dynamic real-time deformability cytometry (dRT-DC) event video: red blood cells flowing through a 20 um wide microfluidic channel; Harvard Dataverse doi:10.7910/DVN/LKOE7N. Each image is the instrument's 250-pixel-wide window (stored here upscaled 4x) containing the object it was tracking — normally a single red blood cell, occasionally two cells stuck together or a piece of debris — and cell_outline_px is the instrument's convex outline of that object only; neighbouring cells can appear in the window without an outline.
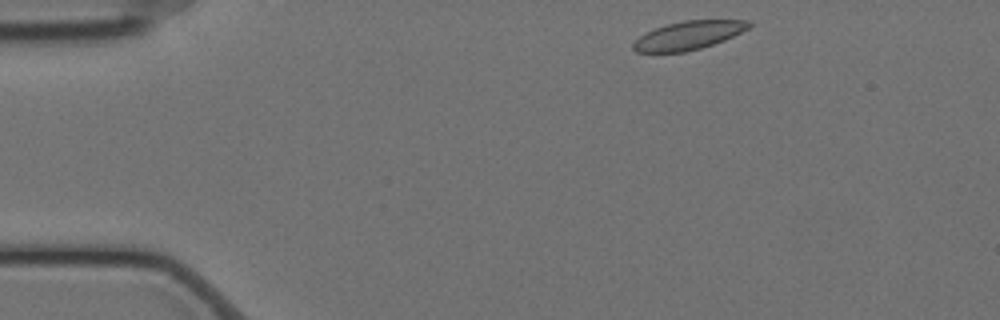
{"species": "Egyptian fruit bat (a non-hibernating species)", "species_latin": "Rousettus aegyptiacus", "temperature_condition": "cold", "stored_images_in_passage": 39, "camera_frame_rate_fps": 3000, "um_per_image_px": 0.085, "animal": {"sex": "female"}, "frame": {"image": 1, "passage_image": 1, "time_ms": 0.0, "image_size_px": [1000, 320], "cell_outline_px": [[752, 24], [748, 28], [724, 40], [700, 48], [684, 52], [636, 52], [632, 48], [632, 44], [640, 36], [656, 28], [668, 24], [684, 20], [748, 20]], "centroid_in_image_um": [58.51, 3.01], "position_along_channel_um": 26.5, "area_um2": 18.84}}
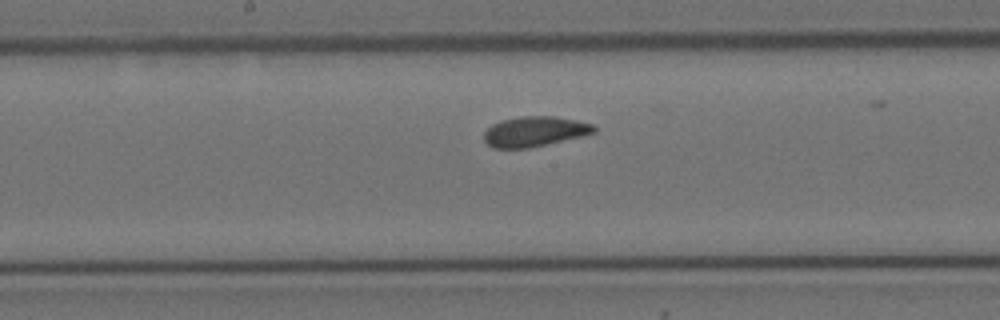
{"frame": {"image": 2, "passage_image": 22, "time_ms": 7.0, "image_size_px": [1000, 320], "cell_outline_px": [[596, 132], [580, 136], [528, 148], [492, 148], [484, 140], [484, 132], [492, 124], [504, 120], [520, 116], [556, 116], [576, 120], [592, 124], [596, 128]], "centroid_in_image_um": [45.42, 11.17], "position_along_channel_um": 202.8, "area_um2": 19.07}}
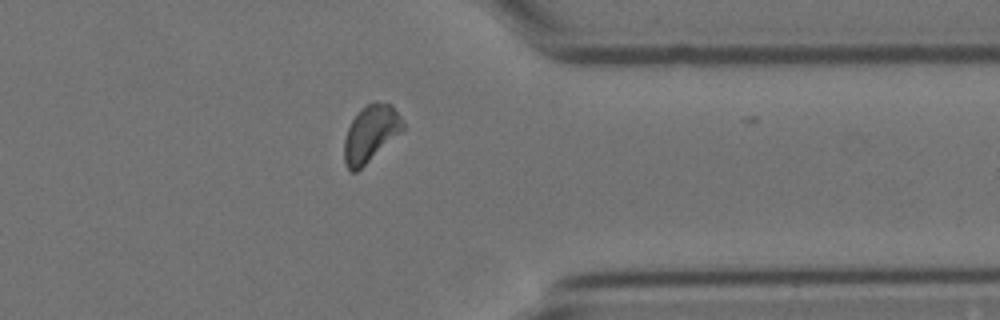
{"frame": {"image": 3, "passage_image": 38, "time_ms": 12.333, "image_size_px": [1000, 320], "cell_outline_px": [[404, 128], [400, 132], [356, 172], [352, 172], [344, 164], [344, 140], [348, 128], [352, 120], [360, 108], [364, 104], [376, 100], [392, 104], [400, 116], [404, 124]], "centroid_in_image_um": [31.48, 11.3], "position_along_channel_um": 379.9, "area_um2": 19.19}}